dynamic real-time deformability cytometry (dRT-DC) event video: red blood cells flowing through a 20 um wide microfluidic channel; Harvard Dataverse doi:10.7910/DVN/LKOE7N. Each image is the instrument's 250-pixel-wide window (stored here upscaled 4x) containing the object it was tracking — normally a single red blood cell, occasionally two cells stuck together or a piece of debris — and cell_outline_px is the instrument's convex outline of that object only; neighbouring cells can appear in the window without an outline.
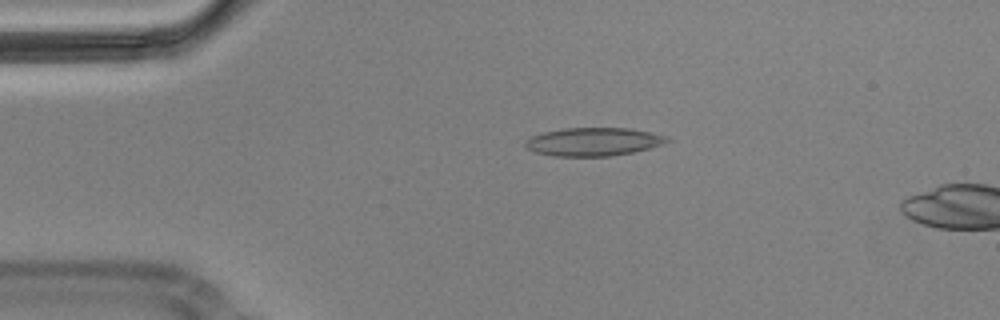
{"species": "Egyptian fruit bat (a non-hibernating species)", "species_latin": "Rousettus aegyptiacus", "temperature_condition": "cold", "stored_images_in_passage": 2, "camera_frame_rate_fps": 3000, "um_per_image_px": 0.085, "animal": {"sex": "male"}, "frame": {"image": 1, "passage_image": 1, "time_ms": 0.0, "image_size_px": [1000, 320], "cell_outline_px": [[672, 140], [648, 148], [632, 152], [612, 156], [552, 156], [536, 152], [528, 148], [524, 144], [524, 140], [532, 136], [544, 132], [564, 128], [628, 128], [668, 136]], "centroid_in_image_um": [50.42, 12.05], "position_along_channel_um": 34.6, "area_um2": 23.18}}